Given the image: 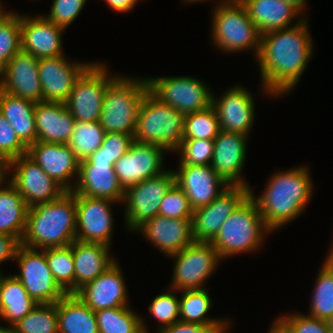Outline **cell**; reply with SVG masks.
<instances>
[{"instance_id":"cell-23","label":"cell","mask_w":333,"mask_h":333,"mask_svg":"<svg viewBox=\"0 0 333 333\" xmlns=\"http://www.w3.org/2000/svg\"><path fill=\"white\" fill-rule=\"evenodd\" d=\"M247 88L234 86L217 99L212 94V107L215 109L220 128L224 131L249 134L255 119V102Z\"/></svg>"},{"instance_id":"cell-1","label":"cell","mask_w":333,"mask_h":333,"mask_svg":"<svg viewBox=\"0 0 333 333\" xmlns=\"http://www.w3.org/2000/svg\"><path fill=\"white\" fill-rule=\"evenodd\" d=\"M303 15L293 26L261 34L257 62L262 89L268 95L287 94L298 85L313 53V40Z\"/></svg>"},{"instance_id":"cell-38","label":"cell","mask_w":333,"mask_h":333,"mask_svg":"<svg viewBox=\"0 0 333 333\" xmlns=\"http://www.w3.org/2000/svg\"><path fill=\"white\" fill-rule=\"evenodd\" d=\"M11 328L12 333H59L57 302L37 304Z\"/></svg>"},{"instance_id":"cell-27","label":"cell","mask_w":333,"mask_h":333,"mask_svg":"<svg viewBox=\"0 0 333 333\" xmlns=\"http://www.w3.org/2000/svg\"><path fill=\"white\" fill-rule=\"evenodd\" d=\"M37 141L67 144L75 119L63 102L41 101L35 104Z\"/></svg>"},{"instance_id":"cell-20","label":"cell","mask_w":333,"mask_h":333,"mask_svg":"<svg viewBox=\"0 0 333 333\" xmlns=\"http://www.w3.org/2000/svg\"><path fill=\"white\" fill-rule=\"evenodd\" d=\"M117 262L74 293L94 312L129 304L125 278Z\"/></svg>"},{"instance_id":"cell-21","label":"cell","mask_w":333,"mask_h":333,"mask_svg":"<svg viewBox=\"0 0 333 333\" xmlns=\"http://www.w3.org/2000/svg\"><path fill=\"white\" fill-rule=\"evenodd\" d=\"M39 59L20 50L1 71L0 89L13 96L38 103L42 101Z\"/></svg>"},{"instance_id":"cell-5","label":"cell","mask_w":333,"mask_h":333,"mask_svg":"<svg viewBox=\"0 0 333 333\" xmlns=\"http://www.w3.org/2000/svg\"><path fill=\"white\" fill-rule=\"evenodd\" d=\"M117 76L105 92L99 123L105 133L134 135L139 107L149 91L147 80Z\"/></svg>"},{"instance_id":"cell-48","label":"cell","mask_w":333,"mask_h":333,"mask_svg":"<svg viewBox=\"0 0 333 333\" xmlns=\"http://www.w3.org/2000/svg\"><path fill=\"white\" fill-rule=\"evenodd\" d=\"M133 142V135L107 132L104 134L101 146L91 155H105L115 164L130 149Z\"/></svg>"},{"instance_id":"cell-36","label":"cell","mask_w":333,"mask_h":333,"mask_svg":"<svg viewBox=\"0 0 333 333\" xmlns=\"http://www.w3.org/2000/svg\"><path fill=\"white\" fill-rule=\"evenodd\" d=\"M319 271L308 316L329 321L333 317V271L325 262Z\"/></svg>"},{"instance_id":"cell-49","label":"cell","mask_w":333,"mask_h":333,"mask_svg":"<svg viewBox=\"0 0 333 333\" xmlns=\"http://www.w3.org/2000/svg\"><path fill=\"white\" fill-rule=\"evenodd\" d=\"M228 328L229 325H202L179 321L158 330V333H222L228 331Z\"/></svg>"},{"instance_id":"cell-41","label":"cell","mask_w":333,"mask_h":333,"mask_svg":"<svg viewBox=\"0 0 333 333\" xmlns=\"http://www.w3.org/2000/svg\"><path fill=\"white\" fill-rule=\"evenodd\" d=\"M221 128L212 105L206 110L185 115L183 140H214Z\"/></svg>"},{"instance_id":"cell-44","label":"cell","mask_w":333,"mask_h":333,"mask_svg":"<svg viewBox=\"0 0 333 333\" xmlns=\"http://www.w3.org/2000/svg\"><path fill=\"white\" fill-rule=\"evenodd\" d=\"M193 212L186 193L177 184L169 189L159 208V215L167 218L192 219Z\"/></svg>"},{"instance_id":"cell-52","label":"cell","mask_w":333,"mask_h":333,"mask_svg":"<svg viewBox=\"0 0 333 333\" xmlns=\"http://www.w3.org/2000/svg\"><path fill=\"white\" fill-rule=\"evenodd\" d=\"M11 160L6 159L4 157H0V189L5 188L3 187L2 184L4 183L5 185V180L7 177V174L10 172L11 173Z\"/></svg>"},{"instance_id":"cell-51","label":"cell","mask_w":333,"mask_h":333,"mask_svg":"<svg viewBox=\"0 0 333 333\" xmlns=\"http://www.w3.org/2000/svg\"><path fill=\"white\" fill-rule=\"evenodd\" d=\"M138 0H105L108 6L116 12H129Z\"/></svg>"},{"instance_id":"cell-43","label":"cell","mask_w":333,"mask_h":333,"mask_svg":"<svg viewBox=\"0 0 333 333\" xmlns=\"http://www.w3.org/2000/svg\"><path fill=\"white\" fill-rule=\"evenodd\" d=\"M176 152L181 157L179 165H211L214 140H182Z\"/></svg>"},{"instance_id":"cell-39","label":"cell","mask_w":333,"mask_h":333,"mask_svg":"<svg viewBox=\"0 0 333 333\" xmlns=\"http://www.w3.org/2000/svg\"><path fill=\"white\" fill-rule=\"evenodd\" d=\"M105 131L99 121H75L74 130L67 145L79 160L88 158L102 144Z\"/></svg>"},{"instance_id":"cell-47","label":"cell","mask_w":333,"mask_h":333,"mask_svg":"<svg viewBox=\"0 0 333 333\" xmlns=\"http://www.w3.org/2000/svg\"><path fill=\"white\" fill-rule=\"evenodd\" d=\"M27 148L6 118L0 113V157L12 161L21 155L27 154Z\"/></svg>"},{"instance_id":"cell-12","label":"cell","mask_w":333,"mask_h":333,"mask_svg":"<svg viewBox=\"0 0 333 333\" xmlns=\"http://www.w3.org/2000/svg\"><path fill=\"white\" fill-rule=\"evenodd\" d=\"M15 259L20 273L14 276L36 304L56 303L67 294L55 281L48 267L45 249L38 250L21 244Z\"/></svg>"},{"instance_id":"cell-59","label":"cell","mask_w":333,"mask_h":333,"mask_svg":"<svg viewBox=\"0 0 333 333\" xmlns=\"http://www.w3.org/2000/svg\"><path fill=\"white\" fill-rule=\"evenodd\" d=\"M0 2H1V1H0ZM2 7H3V6H2V4L0 3V15H1V14L4 12V10H5L4 8L2 9Z\"/></svg>"},{"instance_id":"cell-7","label":"cell","mask_w":333,"mask_h":333,"mask_svg":"<svg viewBox=\"0 0 333 333\" xmlns=\"http://www.w3.org/2000/svg\"><path fill=\"white\" fill-rule=\"evenodd\" d=\"M212 16V43L228 53L254 49L257 58L261 33L240 0L216 4Z\"/></svg>"},{"instance_id":"cell-29","label":"cell","mask_w":333,"mask_h":333,"mask_svg":"<svg viewBox=\"0 0 333 333\" xmlns=\"http://www.w3.org/2000/svg\"><path fill=\"white\" fill-rule=\"evenodd\" d=\"M261 34L293 26L295 16L302 15L295 5L286 0H240ZM302 13V14H301Z\"/></svg>"},{"instance_id":"cell-31","label":"cell","mask_w":333,"mask_h":333,"mask_svg":"<svg viewBox=\"0 0 333 333\" xmlns=\"http://www.w3.org/2000/svg\"><path fill=\"white\" fill-rule=\"evenodd\" d=\"M59 333H99L95 312L75 294L57 302Z\"/></svg>"},{"instance_id":"cell-57","label":"cell","mask_w":333,"mask_h":333,"mask_svg":"<svg viewBox=\"0 0 333 333\" xmlns=\"http://www.w3.org/2000/svg\"><path fill=\"white\" fill-rule=\"evenodd\" d=\"M184 1H186L187 3L192 4L194 2H199V1L202 2V1H207V0H184ZM228 1H230V0H221V3L228 2Z\"/></svg>"},{"instance_id":"cell-3","label":"cell","mask_w":333,"mask_h":333,"mask_svg":"<svg viewBox=\"0 0 333 333\" xmlns=\"http://www.w3.org/2000/svg\"><path fill=\"white\" fill-rule=\"evenodd\" d=\"M75 240L76 205L72 191L54 201L29 207L22 245L43 250L69 246Z\"/></svg>"},{"instance_id":"cell-58","label":"cell","mask_w":333,"mask_h":333,"mask_svg":"<svg viewBox=\"0 0 333 333\" xmlns=\"http://www.w3.org/2000/svg\"><path fill=\"white\" fill-rule=\"evenodd\" d=\"M331 329V333H333V317L328 321Z\"/></svg>"},{"instance_id":"cell-56","label":"cell","mask_w":333,"mask_h":333,"mask_svg":"<svg viewBox=\"0 0 333 333\" xmlns=\"http://www.w3.org/2000/svg\"><path fill=\"white\" fill-rule=\"evenodd\" d=\"M0 333H12V328L9 327H2L0 326Z\"/></svg>"},{"instance_id":"cell-45","label":"cell","mask_w":333,"mask_h":333,"mask_svg":"<svg viewBox=\"0 0 333 333\" xmlns=\"http://www.w3.org/2000/svg\"><path fill=\"white\" fill-rule=\"evenodd\" d=\"M290 333H331L328 321L294 312L277 318Z\"/></svg>"},{"instance_id":"cell-35","label":"cell","mask_w":333,"mask_h":333,"mask_svg":"<svg viewBox=\"0 0 333 333\" xmlns=\"http://www.w3.org/2000/svg\"><path fill=\"white\" fill-rule=\"evenodd\" d=\"M99 333H148L144 320L129 306L95 312Z\"/></svg>"},{"instance_id":"cell-50","label":"cell","mask_w":333,"mask_h":333,"mask_svg":"<svg viewBox=\"0 0 333 333\" xmlns=\"http://www.w3.org/2000/svg\"><path fill=\"white\" fill-rule=\"evenodd\" d=\"M20 245L21 242L14 236L0 233V265L5 261L15 260Z\"/></svg>"},{"instance_id":"cell-22","label":"cell","mask_w":333,"mask_h":333,"mask_svg":"<svg viewBox=\"0 0 333 333\" xmlns=\"http://www.w3.org/2000/svg\"><path fill=\"white\" fill-rule=\"evenodd\" d=\"M174 170L175 184L187 195L194 209L210 204L230 185L211 165H180Z\"/></svg>"},{"instance_id":"cell-55","label":"cell","mask_w":333,"mask_h":333,"mask_svg":"<svg viewBox=\"0 0 333 333\" xmlns=\"http://www.w3.org/2000/svg\"><path fill=\"white\" fill-rule=\"evenodd\" d=\"M329 253L325 259V263L331 268V270L333 271V249L328 250Z\"/></svg>"},{"instance_id":"cell-46","label":"cell","mask_w":333,"mask_h":333,"mask_svg":"<svg viewBox=\"0 0 333 333\" xmlns=\"http://www.w3.org/2000/svg\"><path fill=\"white\" fill-rule=\"evenodd\" d=\"M49 11L44 17L65 29L78 17L87 0H54Z\"/></svg>"},{"instance_id":"cell-32","label":"cell","mask_w":333,"mask_h":333,"mask_svg":"<svg viewBox=\"0 0 333 333\" xmlns=\"http://www.w3.org/2000/svg\"><path fill=\"white\" fill-rule=\"evenodd\" d=\"M37 304L14 276L0 274V317L10 327L24 318Z\"/></svg>"},{"instance_id":"cell-28","label":"cell","mask_w":333,"mask_h":333,"mask_svg":"<svg viewBox=\"0 0 333 333\" xmlns=\"http://www.w3.org/2000/svg\"><path fill=\"white\" fill-rule=\"evenodd\" d=\"M75 292L111 267L116 259L110 256V247L101 243L73 241Z\"/></svg>"},{"instance_id":"cell-14","label":"cell","mask_w":333,"mask_h":333,"mask_svg":"<svg viewBox=\"0 0 333 333\" xmlns=\"http://www.w3.org/2000/svg\"><path fill=\"white\" fill-rule=\"evenodd\" d=\"M11 169L10 183L29 207L54 201L67 192L27 154L13 159Z\"/></svg>"},{"instance_id":"cell-30","label":"cell","mask_w":333,"mask_h":333,"mask_svg":"<svg viewBox=\"0 0 333 333\" xmlns=\"http://www.w3.org/2000/svg\"><path fill=\"white\" fill-rule=\"evenodd\" d=\"M35 104L0 89V113L27 147L37 142Z\"/></svg>"},{"instance_id":"cell-37","label":"cell","mask_w":333,"mask_h":333,"mask_svg":"<svg viewBox=\"0 0 333 333\" xmlns=\"http://www.w3.org/2000/svg\"><path fill=\"white\" fill-rule=\"evenodd\" d=\"M45 258L55 281L67 293H75V266L72 247L45 249Z\"/></svg>"},{"instance_id":"cell-42","label":"cell","mask_w":333,"mask_h":333,"mask_svg":"<svg viewBox=\"0 0 333 333\" xmlns=\"http://www.w3.org/2000/svg\"><path fill=\"white\" fill-rule=\"evenodd\" d=\"M178 292L170 288V291L157 295L148 306L150 314L159 321L158 330L180 321L179 298L175 294Z\"/></svg>"},{"instance_id":"cell-6","label":"cell","mask_w":333,"mask_h":333,"mask_svg":"<svg viewBox=\"0 0 333 333\" xmlns=\"http://www.w3.org/2000/svg\"><path fill=\"white\" fill-rule=\"evenodd\" d=\"M184 118L148 91L139 107L134 141L159 145L167 152L176 151L183 140Z\"/></svg>"},{"instance_id":"cell-19","label":"cell","mask_w":333,"mask_h":333,"mask_svg":"<svg viewBox=\"0 0 333 333\" xmlns=\"http://www.w3.org/2000/svg\"><path fill=\"white\" fill-rule=\"evenodd\" d=\"M27 155L66 191L74 189L71 178L77 181L80 160L67 144L37 141L28 146Z\"/></svg>"},{"instance_id":"cell-2","label":"cell","mask_w":333,"mask_h":333,"mask_svg":"<svg viewBox=\"0 0 333 333\" xmlns=\"http://www.w3.org/2000/svg\"><path fill=\"white\" fill-rule=\"evenodd\" d=\"M311 180L308 168L304 165L273 173L259 197L254 196L250 187V195L272 232L304 212L313 194Z\"/></svg>"},{"instance_id":"cell-33","label":"cell","mask_w":333,"mask_h":333,"mask_svg":"<svg viewBox=\"0 0 333 333\" xmlns=\"http://www.w3.org/2000/svg\"><path fill=\"white\" fill-rule=\"evenodd\" d=\"M6 183L8 185L0 189V233L14 236L21 242L27 226L29 206L10 179Z\"/></svg>"},{"instance_id":"cell-54","label":"cell","mask_w":333,"mask_h":333,"mask_svg":"<svg viewBox=\"0 0 333 333\" xmlns=\"http://www.w3.org/2000/svg\"><path fill=\"white\" fill-rule=\"evenodd\" d=\"M290 3H292L293 5H295L301 12L303 11V13L305 12V8H306V0H286Z\"/></svg>"},{"instance_id":"cell-40","label":"cell","mask_w":333,"mask_h":333,"mask_svg":"<svg viewBox=\"0 0 333 333\" xmlns=\"http://www.w3.org/2000/svg\"><path fill=\"white\" fill-rule=\"evenodd\" d=\"M21 50V14L4 11L0 15V71Z\"/></svg>"},{"instance_id":"cell-8","label":"cell","mask_w":333,"mask_h":333,"mask_svg":"<svg viewBox=\"0 0 333 333\" xmlns=\"http://www.w3.org/2000/svg\"><path fill=\"white\" fill-rule=\"evenodd\" d=\"M169 257L175 260L170 288L176 291L205 288V283L222 261L210 242L199 241Z\"/></svg>"},{"instance_id":"cell-34","label":"cell","mask_w":333,"mask_h":333,"mask_svg":"<svg viewBox=\"0 0 333 333\" xmlns=\"http://www.w3.org/2000/svg\"><path fill=\"white\" fill-rule=\"evenodd\" d=\"M179 292L182 293L181 299H179L181 322L202 325H230L228 319H215L206 315L212 306L207 288Z\"/></svg>"},{"instance_id":"cell-11","label":"cell","mask_w":333,"mask_h":333,"mask_svg":"<svg viewBox=\"0 0 333 333\" xmlns=\"http://www.w3.org/2000/svg\"><path fill=\"white\" fill-rule=\"evenodd\" d=\"M104 63L92 64L75 81L65 102L75 121H99L108 85L117 77L109 76Z\"/></svg>"},{"instance_id":"cell-15","label":"cell","mask_w":333,"mask_h":333,"mask_svg":"<svg viewBox=\"0 0 333 333\" xmlns=\"http://www.w3.org/2000/svg\"><path fill=\"white\" fill-rule=\"evenodd\" d=\"M114 202L75 194L76 240L110 247L114 230L110 206Z\"/></svg>"},{"instance_id":"cell-4","label":"cell","mask_w":333,"mask_h":333,"mask_svg":"<svg viewBox=\"0 0 333 333\" xmlns=\"http://www.w3.org/2000/svg\"><path fill=\"white\" fill-rule=\"evenodd\" d=\"M272 232L265 224L258 206L249 194L222 224L210 242L222 259L256 251L263 243V236Z\"/></svg>"},{"instance_id":"cell-26","label":"cell","mask_w":333,"mask_h":333,"mask_svg":"<svg viewBox=\"0 0 333 333\" xmlns=\"http://www.w3.org/2000/svg\"><path fill=\"white\" fill-rule=\"evenodd\" d=\"M137 230L168 258L195 241L192 219L167 218L158 215L146 221Z\"/></svg>"},{"instance_id":"cell-16","label":"cell","mask_w":333,"mask_h":333,"mask_svg":"<svg viewBox=\"0 0 333 333\" xmlns=\"http://www.w3.org/2000/svg\"><path fill=\"white\" fill-rule=\"evenodd\" d=\"M249 194L250 187L230 185L210 204L194 209L193 239L199 242H211L222 224Z\"/></svg>"},{"instance_id":"cell-24","label":"cell","mask_w":333,"mask_h":333,"mask_svg":"<svg viewBox=\"0 0 333 333\" xmlns=\"http://www.w3.org/2000/svg\"><path fill=\"white\" fill-rule=\"evenodd\" d=\"M247 135L221 130L214 139L213 170L229 185L250 187L242 178L247 151Z\"/></svg>"},{"instance_id":"cell-17","label":"cell","mask_w":333,"mask_h":333,"mask_svg":"<svg viewBox=\"0 0 333 333\" xmlns=\"http://www.w3.org/2000/svg\"><path fill=\"white\" fill-rule=\"evenodd\" d=\"M165 152L159 145L134 141L114 164L115 174L124 190L166 171L162 167Z\"/></svg>"},{"instance_id":"cell-18","label":"cell","mask_w":333,"mask_h":333,"mask_svg":"<svg viewBox=\"0 0 333 333\" xmlns=\"http://www.w3.org/2000/svg\"><path fill=\"white\" fill-rule=\"evenodd\" d=\"M91 64L70 62L65 55L39 59L42 101L65 103L75 81Z\"/></svg>"},{"instance_id":"cell-25","label":"cell","mask_w":333,"mask_h":333,"mask_svg":"<svg viewBox=\"0 0 333 333\" xmlns=\"http://www.w3.org/2000/svg\"><path fill=\"white\" fill-rule=\"evenodd\" d=\"M64 30L42 15L21 14V50L38 59L64 55L61 37Z\"/></svg>"},{"instance_id":"cell-13","label":"cell","mask_w":333,"mask_h":333,"mask_svg":"<svg viewBox=\"0 0 333 333\" xmlns=\"http://www.w3.org/2000/svg\"><path fill=\"white\" fill-rule=\"evenodd\" d=\"M74 194L123 202L125 190L114 171V164L105 155H90L80 160Z\"/></svg>"},{"instance_id":"cell-9","label":"cell","mask_w":333,"mask_h":333,"mask_svg":"<svg viewBox=\"0 0 333 333\" xmlns=\"http://www.w3.org/2000/svg\"><path fill=\"white\" fill-rule=\"evenodd\" d=\"M149 92L160 102L187 115L212 105V92L200 79L189 76L146 78Z\"/></svg>"},{"instance_id":"cell-10","label":"cell","mask_w":333,"mask_h":333,"mask_svg":"<svg viewBox=\"0 0 333 333\" xmlns=\"http://www.w3.org/2000/svg\"><path fill=\"white\" fill-rule=\"evenodd\" d=\"M175 184L174 170L146 179L125 190L124 220L129 231H137L146 221L159 215L160 204L169 189Z\"/></svg>"},{"instance_id":"cell-53","label":"cell","mask_w":333,"mask_h":333,"mask_svg":"<svg viewBox=\"0 0 333 333\" xmlns=\"http://www.w3.org/2000/svg\"><path fill=\"white\" fill-rule=\"evenodd\" d=\"M271 325L268 333H290L277 318Z\"/></svg>"}]
</instances>
